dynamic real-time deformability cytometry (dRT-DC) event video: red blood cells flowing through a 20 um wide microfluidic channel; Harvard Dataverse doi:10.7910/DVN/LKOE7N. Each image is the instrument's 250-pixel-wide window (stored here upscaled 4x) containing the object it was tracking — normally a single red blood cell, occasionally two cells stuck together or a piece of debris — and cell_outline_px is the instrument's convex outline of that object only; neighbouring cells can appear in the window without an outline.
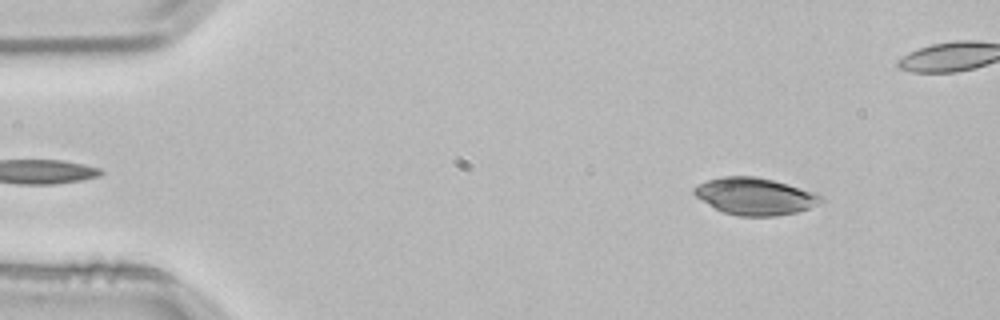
{"species": "common noctule bat (a hibernating species)", "species_latin": "Nyctalus noctula", "temperature_condition": "room temperature", "stored_images_in_passage": 3, "camera_frame_rate_fps": 3000, "um_per_image_px": 0.085, "animal": {"sex": "male", "body_mass_g": 21.5, "forearm_length_mm": 52.0}, "frame": {"image": 1, "passage_image": 1, "time_ms": 0.0, "image_size_px": [1000, 320], "cell_outline_px": [[824, 200], [808, 208], [796, 212], [776, 216], [740, 216], [724, 212], [708, 204], [696, 196], [692, 192], [692, 188], [708, 180], [720, 176], [756, 176], [788, 184], [816, 192], [824, 196]], "centroid_in_image_um": [64.19, 16.67], "position_along_channel_um": 20.8, "area_um2": 27.28}}